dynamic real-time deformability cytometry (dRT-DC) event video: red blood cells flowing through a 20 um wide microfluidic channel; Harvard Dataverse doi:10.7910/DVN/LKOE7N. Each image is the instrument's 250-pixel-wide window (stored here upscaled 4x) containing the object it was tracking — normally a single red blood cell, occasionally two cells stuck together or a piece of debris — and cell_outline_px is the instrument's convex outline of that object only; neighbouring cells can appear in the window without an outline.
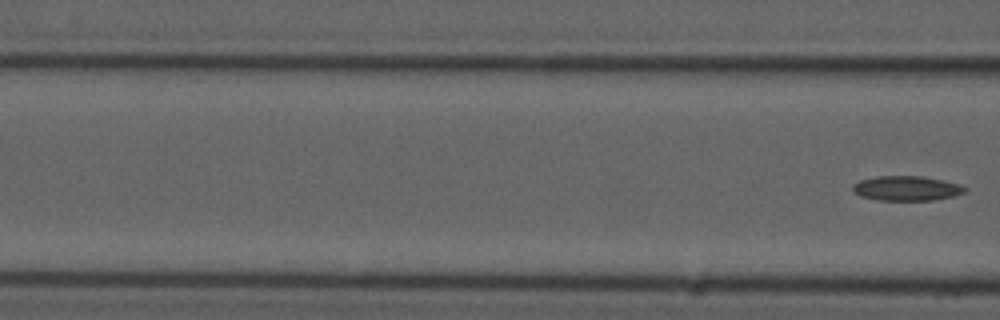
{"species": "common noctule bat (a hibernating species)", "species_latin": "Nyctalus noctula", "temperature_condition": "cold", "stored_images_in_passage": 7, "segment_of_instrument_passage": [2, 2], "camera_frame_rate_fps": 3000, "um_per_image_px": 0.085, "animal": {"sex": "male", "forearm_length_mm": 52.5}, "frame": {"image": 1, "passage_image": 7, "time_ms": 7.667, "image_size_px": [1000, 320], "cell_outline_px": [[968, 192], [936, 200], [876, 200], [860, 196], [852, 192], [852, 184], [860, 180], [876, 176], [920, 176], [944, 180], [960, 184], [968, 188]], "centroid_in_image_um": [77.06, 16.01], "position_along_channel_um": 89.5, "area_um2": 16.42}}